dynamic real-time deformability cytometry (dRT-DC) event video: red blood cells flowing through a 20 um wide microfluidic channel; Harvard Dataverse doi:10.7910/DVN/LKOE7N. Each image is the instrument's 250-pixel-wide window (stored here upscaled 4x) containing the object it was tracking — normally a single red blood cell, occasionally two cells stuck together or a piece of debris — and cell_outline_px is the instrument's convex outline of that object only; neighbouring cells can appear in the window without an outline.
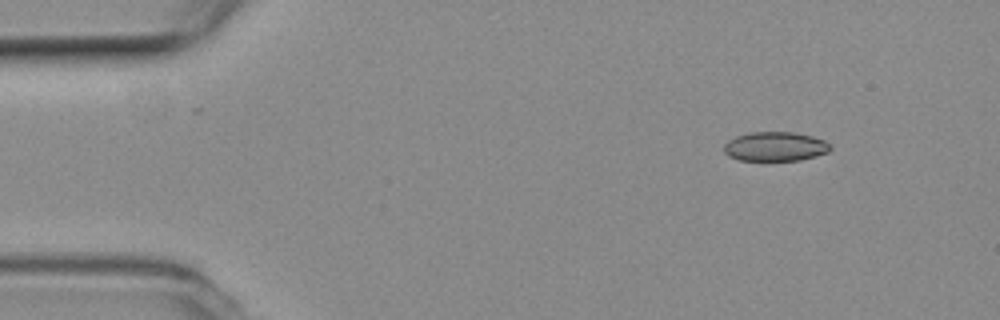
{"species": "common noctule bat (a hibernating species)", "species_latin": "Nyctalus noctula", "temperature_condition": "room temperature", "stored_images_in_passage": 3, "camera_frame_rate_fps": 3000, "um_per_image_px": 0.085, "animal": {"sex": "female", "body_mass_g": 19.3, "forearm_length_mm": 54.1}, "frame": {"image": 1, "passage_image": 1, "time_ms": 0.0, "image_size_px": [1000, 320], "cell_outline_px": [[832, 148], [828, 152], [816, 156], [800, 160], [740, 160], [728, 156], [724, 152], [724, 144], [728, 140], [736, 136], [748, 132], [792, 132], [812, 136], [824, 140]], "centroid_in_image_um": [65.87, 12.45], "position_along_channel_um": 19.1, "area_um2": 18.15}}
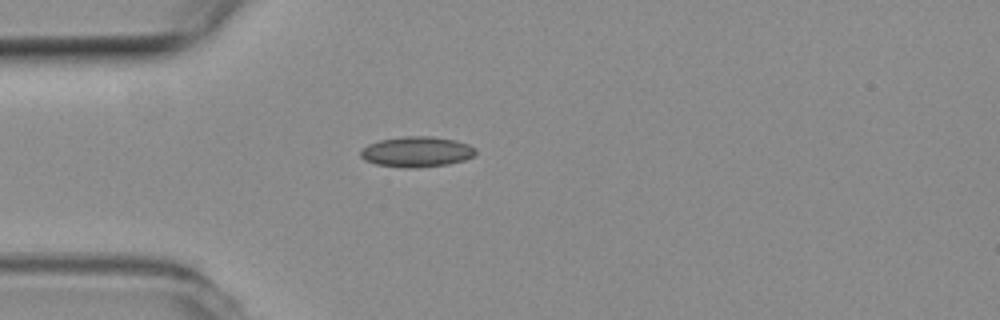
{"frame": {"image": 2, "passage_image": 3, "time_ms": 0.667, "image_size_px": [1000, 320], "cell_outline_px": [[476, 152], [472, 156], [464, 160], [448, 164], [416, 168], [404, 168], [376, 164], [364, 160], [360, 156], [360, 152], [368, 144], [380, 140], [404, 136], [428, 136], [456, 140], [468, 144], [476, 148]], "centroid_in_image_um": [35.41, 12.9], "position_along_channel_um": 49.6, "area_um2": 20.4}}